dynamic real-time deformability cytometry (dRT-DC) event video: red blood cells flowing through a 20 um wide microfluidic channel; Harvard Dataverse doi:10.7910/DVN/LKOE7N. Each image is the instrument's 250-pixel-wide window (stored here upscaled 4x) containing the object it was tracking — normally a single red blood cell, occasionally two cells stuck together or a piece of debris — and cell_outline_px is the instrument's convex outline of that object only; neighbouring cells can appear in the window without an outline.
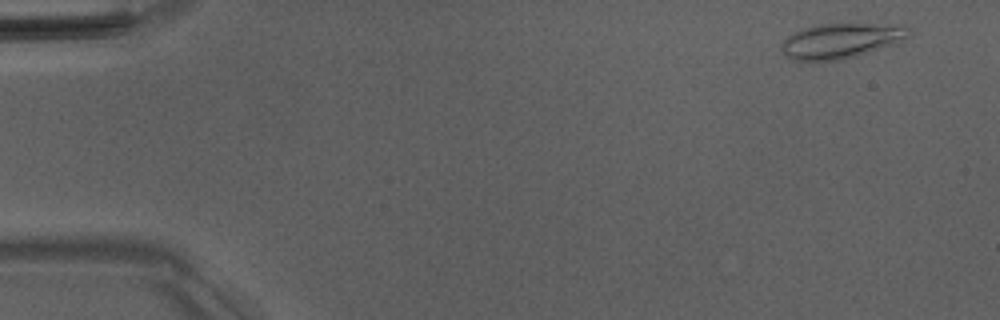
{"species": "Egyptian fruit bat (a non-hibernating species)", "species_latin": "Rousettus aegyptiacus", "temperature_condition": "room temperature", "stored_images_in_passage": 49, "camera_frame_rate_fps": 3000, "um_per_image_px": 0.085, "animal": {"sex": "male"}, "frame": {"image": 1, "passage_image": 3, "time_ms": 0.667, "image_size_px": [1000, 320], "cell_outline_px": [[912, 36], [904, 40], [892, 44], [852, 56], [836, 60], [792, 60], [780, 48], [784, 40], [788, 36], [812, 24], [904, 24], [912, 32]], "centroid_in_image_um": [71.52, 3.43], "position_along_channel_um": 13.5, "area_um2": 25.61}}
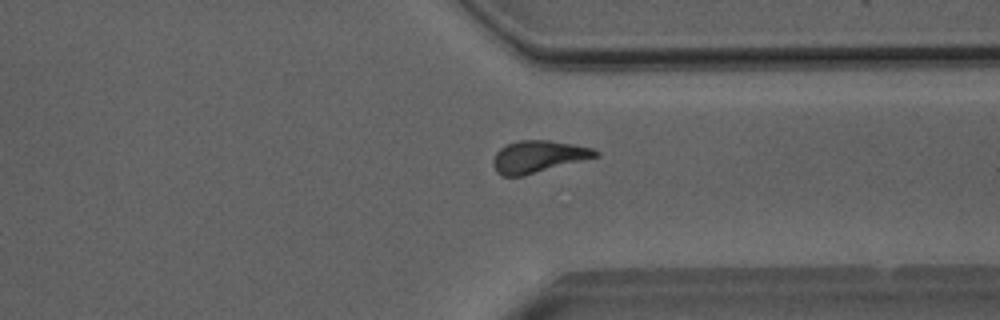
{"frame": {"image": 2, "passage_image": 39, "time_ms": 12.667, "image_size_px": [1000, 320], "cell_outline_px": [[600, 156], [524, 176], [500, 176], [496, 172], [492, 164], [492, 160], [496, 152], [500, 148], [508, 144], [520, 140], [548, 140], [572, 144], [592, 148], [600, 152]], "centroid_in_image_um": [45.74, 13.32], "position_along_channel_um": 365.7, "area_um2": 19.25}}
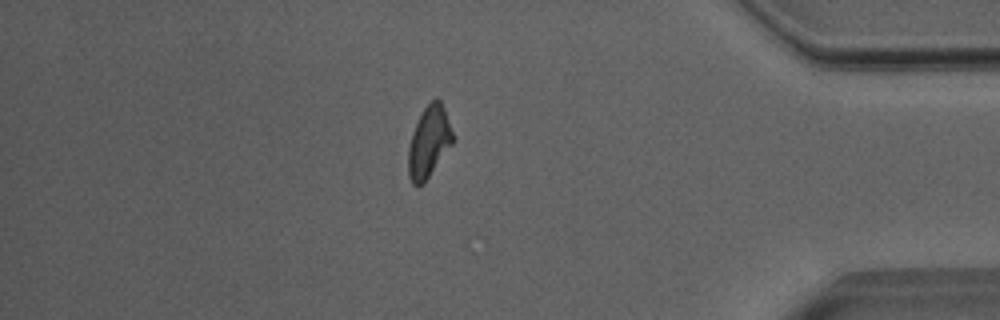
{"frame": {"image": 3, "passage_image": 44, "time_ms": 14.333, "image_size_px": [1000, 320], "cell_outline_px": [[456, 140], [424, 184], [412, 184], [408, 176], [408, 148], [412, 132], [424, 108], [436, 96], [440, 100], [444, 108], [456, 136]], "centroid_in_image_um": [36.5, 12.07], "position_along_channel_um": 398.7, "area_um2": 18.9}}